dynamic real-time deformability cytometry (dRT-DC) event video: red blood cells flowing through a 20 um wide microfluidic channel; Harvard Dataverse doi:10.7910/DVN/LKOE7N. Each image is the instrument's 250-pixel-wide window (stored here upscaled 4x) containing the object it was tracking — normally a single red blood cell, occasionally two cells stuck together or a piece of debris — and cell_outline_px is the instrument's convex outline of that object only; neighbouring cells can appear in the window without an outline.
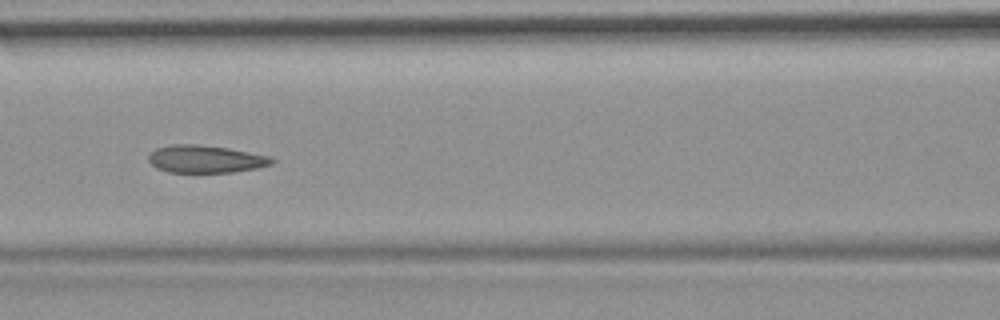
{"species": "common noctule bat (a hibernating species)", "species_latin": "Nyctalus noctula", "temperature_condition": "room temperature", "stored_images_in_passage": 15, "camera_frame_rate_fps": 3000, "um_per_image_px": 0.085, "animal": {"sex": "female", "body_mass_g": 19.9}, "frame": {"image": 1, "passage_image": 7, "time_ms": 2.0, "image_size_px": [1000, 320], "cell_outline_px": [[276, 160], [272, 164], [256, 168], [232, 172], [168, 172], [156, 168], [148, 160], [148, 152], [156, 148], [172, 144], [200, 144], [228, 148], [272, 156]], "centroid_in_image_um": [17.46, 13.51], "position_along_channel_um": 149.1, "area_um2": 20.0}}